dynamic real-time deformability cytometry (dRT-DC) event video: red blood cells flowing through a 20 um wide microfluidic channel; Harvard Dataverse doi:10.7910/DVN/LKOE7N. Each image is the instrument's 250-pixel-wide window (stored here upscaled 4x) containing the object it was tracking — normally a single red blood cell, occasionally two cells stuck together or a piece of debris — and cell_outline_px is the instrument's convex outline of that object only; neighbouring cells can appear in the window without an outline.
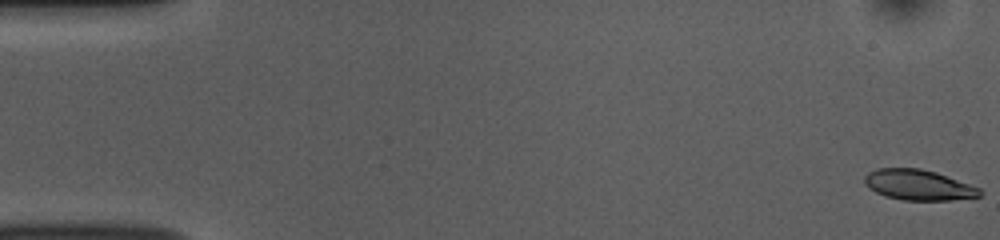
{"species": "common noctule bat (a hibernating species)", "species_latin": "Nyctalus noctula", "temperature_condition": "room temperature", "stored_images_in_passage": 54, "camera_frame_rate_fps": 3000, "um_per_image_px": 0.085, "animal": {"sex": "female", "body_mass_g": 10.0, "forearm_length_mm": 53.1}, "frame": {"image": 1, "passage_image": 1, "time_ms": 0.0, "image_size_px": [1000, 240], "cell_outline_px": [[984, 192], [980, 196], [948, 200], [904, 200], [884, 196], [868, 188], [864, 184], [864, 176], [868, 172], [876, 168], [920, 168], [936, 172], [980, 188]], "centroid_in_image_um": [78.03, 15.71], "position_along_channel_um": 7.0, "area_um2": 20.52}}
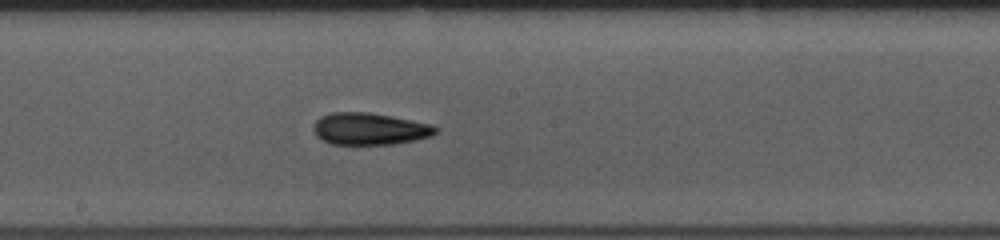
{"frame": {"image": 2, "passage_image": 29, "time_ms": 9.333, "image_size_px": [1000, 240], "cell_outline_px": [[440, 128], [436, 132], [428, 136], [416, 140], [392, 144], [332, 144], [320, 140], [316, 136], [312, 128], [316, 120], [320, 116], [332, 112], [368, 112], [392, 116], [432, 124]], "centroid_in_image_um": [31.39, 10.95], "position_along_channel_um": 216.8, "area_um2": 22.89}}
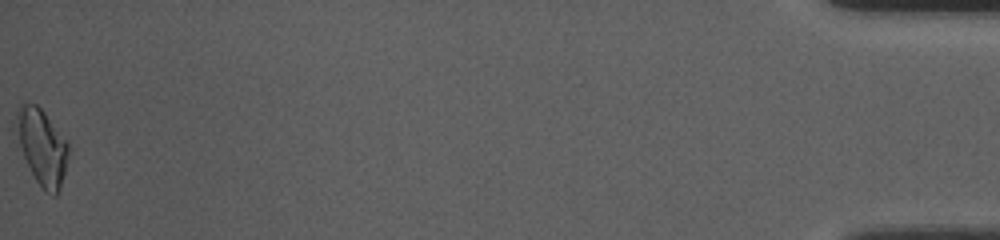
{"frame": {"image": 3, "passage_image": 54, "time_ms": 17.667, "image_size_px": [1000, 240], "cell_outline_px": [[68, 156], [60, 188], [56, 196], [52, 196], [44, 192], [36, 180], [12, 140], [12, 124], [16, 108], [24, 100], [36, 104], [44, 112], [68, 140]], "centroid_in_image_um": [3.45, 12.41], "position_along_channel_um": 431.8, "area_um2": 24.57}, "authors_computed_cell_mechanics": {"area_um2": 21.8484, "velocity_mm_per_s": 3.7438, "shape_relaxation_time_tau1_ms": 2.8382, "shape_relaxation_time_tau2_ms": 3.5996, "deformation_change_tau1": 0.1223, "deformation_change_tau2": 0.1106}}